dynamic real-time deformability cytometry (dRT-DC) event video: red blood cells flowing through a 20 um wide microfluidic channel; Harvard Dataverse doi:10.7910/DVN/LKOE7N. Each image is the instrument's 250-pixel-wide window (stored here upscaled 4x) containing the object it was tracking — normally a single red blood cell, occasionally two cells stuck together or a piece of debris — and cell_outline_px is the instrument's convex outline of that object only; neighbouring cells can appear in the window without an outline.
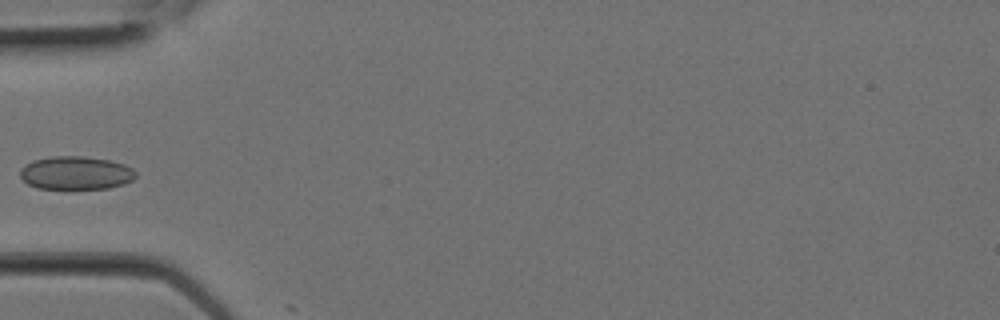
{"species": "Egyptian fruit bat (a non-hibernating species)", "species_latin": "Rousettus aegyptiacus", "temperature_condition": "room temperature", "stored_images_in_passage": 2, "camera_frame_rate_fps": 3000, "um_per_image_px": 0.085, "animal": {"sex": "female"}, "frame": {"image": 1, "passage_image": 2, "time_ms": 0.333, "image_size_px": [1000, 320], "cell_outline_px": [[136, 176], [132, 180], [124, 184], [108, 188], [36, 188], [28, 184], [20, 176], [20, 168], [24, 164], [32, 160], [48, 156], [84, 156], [112, 160], [124, 164], [132, 168], [136, 172]], "centroid_in_image_um": [6.43, 14.68], "position_along_channel_um": 78.6, "area_um2": 22.6}}